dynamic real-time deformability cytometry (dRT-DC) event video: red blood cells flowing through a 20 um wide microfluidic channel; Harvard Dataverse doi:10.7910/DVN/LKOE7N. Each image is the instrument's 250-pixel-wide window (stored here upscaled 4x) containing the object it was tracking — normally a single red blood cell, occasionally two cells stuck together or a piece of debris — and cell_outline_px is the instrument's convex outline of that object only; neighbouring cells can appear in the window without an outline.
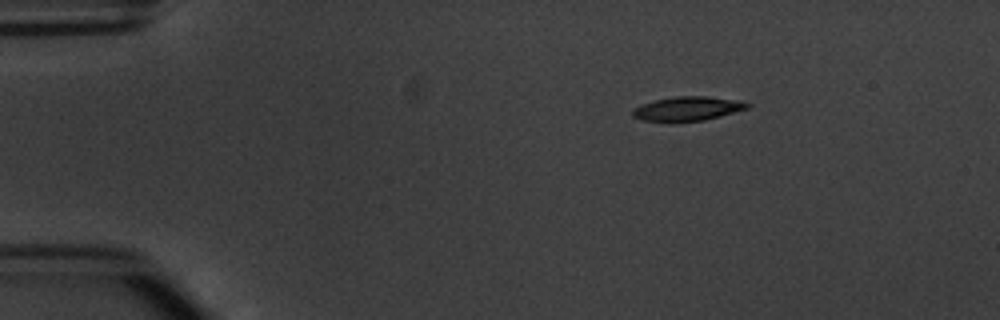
{"species": "common noctule bat (a hibernating species)", "species_latin": "Nyctalus noctula", "temperature_condition": "warm", "stored_images_in_passage": 4, "camera_frame_rate_fps": 3000, "um_per_image_px": 0.085, "animal": {"sex": "male", "body_mass_g": 20.1, "forearm_length_mm": 53.5}, "frame": {"image": 1, "passage_image": 1, "time_ms": 0.0, "image_size_px": [1000, 320], "cell_outline_px": [[752, 104], [748, 108], [704, 120], [644, 120], [632, 116], [632, 112], [636, 108], [644, 104], [656, 100], [676, 96], [708, 96], [736, 100]], "centroid_in_image_um": [58.5, 9.21], "position_along_channel_um": 26.5, "area_um2": 15.43}}